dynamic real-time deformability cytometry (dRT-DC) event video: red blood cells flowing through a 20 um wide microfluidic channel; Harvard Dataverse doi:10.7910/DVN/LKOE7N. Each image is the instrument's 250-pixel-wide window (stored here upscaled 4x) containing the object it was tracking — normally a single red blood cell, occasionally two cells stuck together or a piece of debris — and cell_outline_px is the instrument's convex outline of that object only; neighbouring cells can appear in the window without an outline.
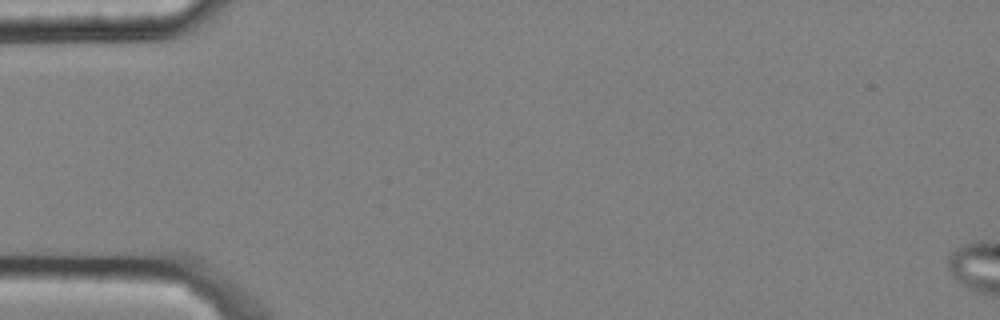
{"species": "common noctule bat (a hibernating species)", "species_latin": "Nyctalus noctula", "temperature_condition": "cold", "stored_images_in_passage": 4, "segment_of_instrument_passage": [1, 2], "camera_frame_rate_fps": 3000, "um_per_image_px": 0.085, "animal": {"sex": "male", "body_mass_g": 20.4}, "frame": {"image": 1, "passage_image": 1, "time_ms": 0.0, "image_size_px": [1000, 320], "cell_outline_px": [[128, 228], [124, 232], [112, 232], [56, 228], [36, 220], [36, 216], [44, 212], [124, 212]], "centroid_in_image_um": [7.29, 18.78], "position_along_channel_um": 77.7, "area_um2": 10.92}}